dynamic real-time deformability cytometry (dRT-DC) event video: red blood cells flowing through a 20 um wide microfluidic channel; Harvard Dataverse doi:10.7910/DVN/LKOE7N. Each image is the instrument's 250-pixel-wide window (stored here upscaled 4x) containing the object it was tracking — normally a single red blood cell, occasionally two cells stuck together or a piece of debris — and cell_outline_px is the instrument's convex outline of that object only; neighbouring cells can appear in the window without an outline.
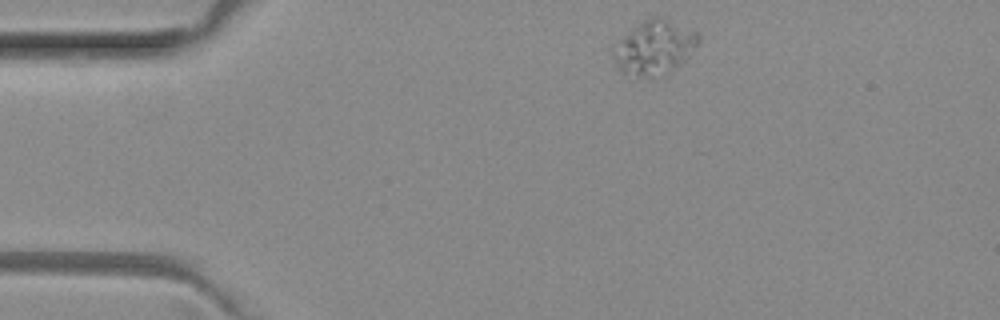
{"species": "common noctule bat (a hibernating species)", "species_latin": "Nyctalus noctula", "temperature_condition": "room temperature", "stored_images_in_passage": 3, "camera_frame_rate_fps": 3000, "um_per_image_px": 0.085, "animal": {"sex": "female", "body_mass_g": 29.2, "forearm_length_mm": 56.3}, "frame": {"image": 1, "passage_image": 1, "time_ms": 0.0, "image_size_px": [1000, 320], "cell_outline_px": [[700, 40], [688, 56], [680, 64], [664, 76], [640, 76], [624, 72], [612, 60], [612, 48], [628, 32], [644, 20], [652, 16], [660, 16], [700, 32]], "centroid_in_image_um": [55.65, 4.02], "position_along_channel_um": 29.4, "area_um2": 26.65}}
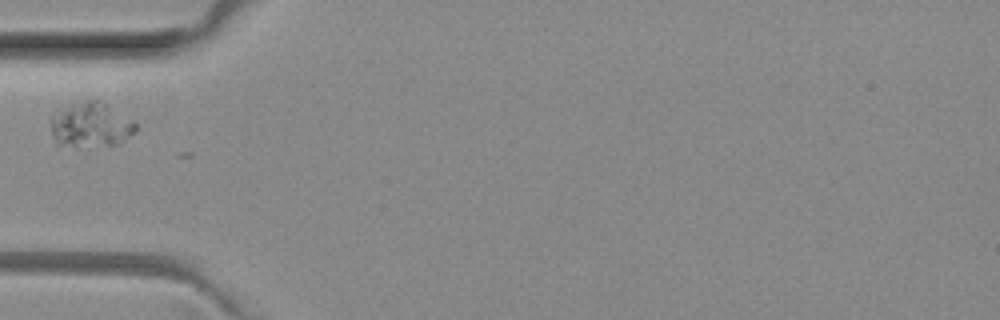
{"frame": {"image": 2, "passage_image": 3, "time_ms": 0.667, "image_size_px": [1000, 320], "cell_outline_px": [[136, 132], [120, 144], [56, 144], [52, 132], [52, 116], [72, 104], [88, 100], [104, 100], [132, 120], [136, 124]], "centroid_in_image_um": [7.8, 10.57], "position_along_channel_um": 77.2, "area_um2": 21.5}}